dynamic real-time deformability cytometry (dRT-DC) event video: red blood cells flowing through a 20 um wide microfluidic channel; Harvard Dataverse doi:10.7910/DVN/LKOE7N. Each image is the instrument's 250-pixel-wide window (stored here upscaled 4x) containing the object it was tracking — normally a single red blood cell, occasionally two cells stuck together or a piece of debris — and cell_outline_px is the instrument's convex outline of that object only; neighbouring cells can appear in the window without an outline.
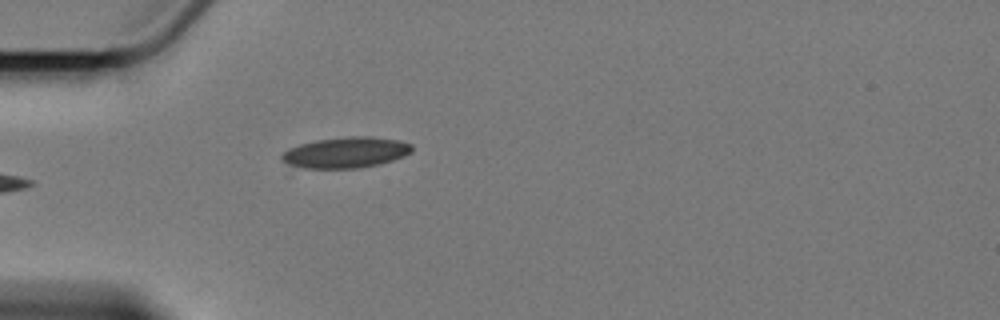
{"species": "Egyptian fruit bat (a non-hibernating species)", "species_latin": "Rousettus aegyptiacus", "temperature_condition": "cold", "stored_images_in_passage": 5, "camera_frame_rate_fps": 3000, "um_per_image_px": 0.085, "animal": {"sex": "female"}, "frame": {"image": 1, "passage_image": 5, "time_ms": 4.667, "image_size_px": [1000, 320], "cell_outline_px": [[412, 152], [404, 156], [380, 164], [360, 168], [304, 168], [288, 164], [280, 156], [288, 148], [300, 144], [316, 140], [348, 136], [372, 136], [400, 140], [412, 144]], "centroid_in_image_um": [29.43, 12.95], "position_along_channel_um": 55.6, "area_um2": 23.47}}